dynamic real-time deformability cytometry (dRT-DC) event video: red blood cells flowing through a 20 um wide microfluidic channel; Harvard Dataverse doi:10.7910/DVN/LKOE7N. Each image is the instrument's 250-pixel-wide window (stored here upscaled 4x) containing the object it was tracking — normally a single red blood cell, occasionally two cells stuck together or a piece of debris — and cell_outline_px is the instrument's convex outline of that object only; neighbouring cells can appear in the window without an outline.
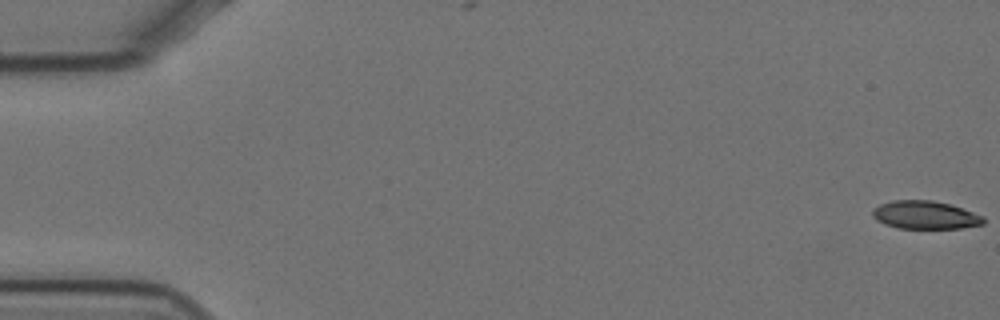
{"species": "Egyptian fruit bat (a non-hibernating species)", "species_latin": "Rousettus aegyptiacus", "temperature_condition": "cold", "stored_images_in_passage": 59, "camera_frame_rate_fps": 3000, "um_per_image_px": 0.085, "animal": {"sex": "female"}, "frame": {"image": 1, "passage_image": 1, "time_ms": 0.0, "image_size_px": [1000, 320], "cell_outline_px": [[984, 224], [960, 228], [896, 228], [884, 224], [876, 220], [872, 216], [872, 208], [880, 204], [892, 200], [932, 200], [948, 204], [984, 216]], "centroid_in_image_um": [78.58, 18.27], "position_along_channel_um": 6.4, "area_um2": 18.15}}
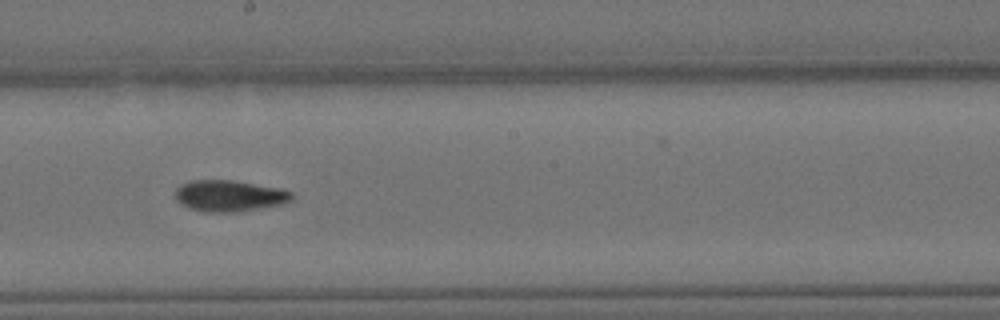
{"frame": {"image": 2, "passage_image": 33, "time_ms": 10.667, "image_size_px": [1000, 320], "cell_outline_px": [[292, 200], [288, 204], [240, 212], [204, 212], [188, 208], [180, 204], [176, 200], [176, 188], [180, 184], [192, 180], [232, 180], [280, 188], [292, 192]], "centroid_in_image_um": [19.52, 16.66], "position_along_channel_um": 228.7, "area_um2": 21.68}}
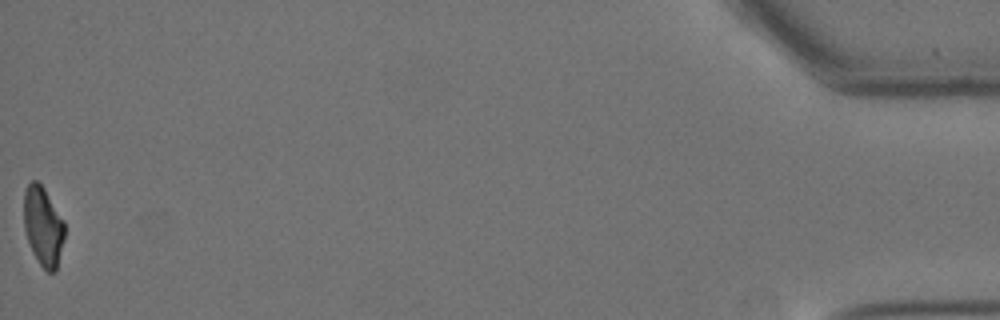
{"frame": {"image": 3, "passage_image": 59, "time_ms": 19.333, "image_size_px": [1000, 320], "cell_outline_px": [[64, 240], [56, 272], [48, 272], [40, 264], [32, 252], [24, 228], [24, 192], [28, 184], [32, 180], [36, 180], [44, 188], [64, 220]], "centroid_in_image_um": [3.67, 19.24], "position_along_channel_um": 431.5, "area_um2": 18.79}, "authors_computed_cell_mechanics": {"area_um2": 20.4612, "velocity_mm_per_s": 3.4763, "shape_relaxation_time_tau1_ms": 5.2093, "shape_relaxation_time_tau2_ms": 5.7087, "deformation_change_tau1": 0.1576, "deformation_change_tau2": 0.1215}}